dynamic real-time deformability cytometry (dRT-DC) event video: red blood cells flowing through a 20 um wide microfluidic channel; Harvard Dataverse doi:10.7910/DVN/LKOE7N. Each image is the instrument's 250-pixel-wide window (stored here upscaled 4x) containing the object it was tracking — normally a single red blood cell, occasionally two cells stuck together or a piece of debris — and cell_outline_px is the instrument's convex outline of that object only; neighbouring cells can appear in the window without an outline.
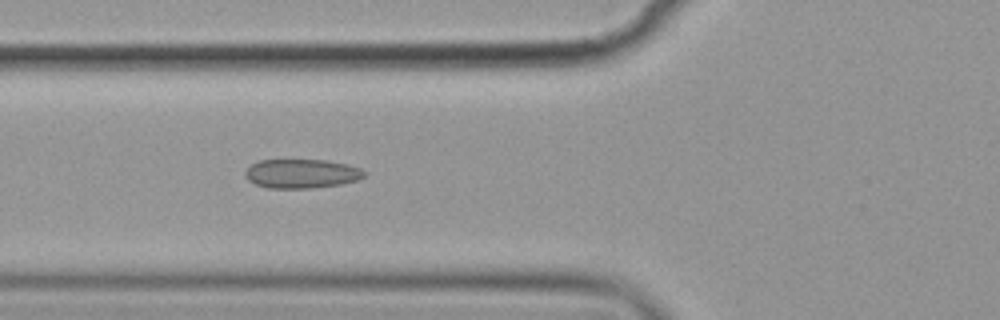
{"species": "common noctule bat (a hibernating species)", "species_latin": "Nyctalus noctula", "temperature_condition": "cold", "stored_images_in_passage": 3, "camera_frame_rate_fps": 3000, "um_per_image_px": 0.085, "animal": {"sex": "female", "body_mass_g": 19.9}, "frame": {"image": 1, "passage_image": 3, "time_ms": 2.333, "image_size_px": [1000, 320], "cell_outline_px": [[364, 176], [356, 180], [340, 184], [312, 188], [268, 188], [256, 184], [248, 180], [244, 176], [244, 172], [252, 164], [260, 160], [328, 160], [348, 164], [360, 168], [364, 172]], "centroid_in_image_um": [25.61, 14.75], "position_along_channel_um": 100.2, "area_um2": 20.11}}